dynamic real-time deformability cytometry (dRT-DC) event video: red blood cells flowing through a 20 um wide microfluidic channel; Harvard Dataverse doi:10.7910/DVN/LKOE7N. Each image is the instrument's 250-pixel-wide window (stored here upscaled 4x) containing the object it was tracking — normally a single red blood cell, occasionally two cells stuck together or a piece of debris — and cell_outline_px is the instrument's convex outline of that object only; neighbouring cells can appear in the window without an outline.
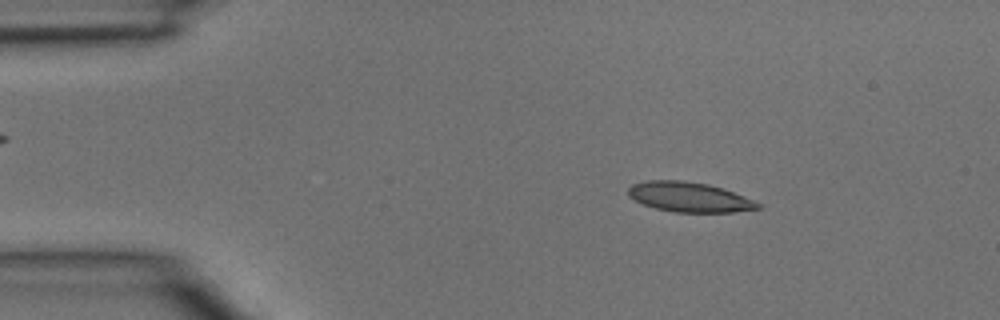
{"species": "common noctule bat (a hibernating species)", "species_latin": "Nyctalus noctula", "temperature_condition": "room temperature", "stored_images_in_passage": 3, "camera_frame_rate_fps": 3000, "um_per_image_px": 0.085, "animal": {"sex": "male", "body_mass_g": 15.6}, "frame": {"image": 1, "passage_image": 1, "time_ms": 0.0, "image_size_px": [1000, 320], "cell_outline_px": [[760, 208], [732, 212], [676, 212], [656, 208], [644, 204], [628, 196], [628, 188], [632, 184], [648, 180], [684, 180], [708, 184], [732, 192], [752, 200], [760, 204]], "centroid_in_image_um": [58.54, 16.74], "position_along_channel_um": 26.5, "area_um2": 22.2}}